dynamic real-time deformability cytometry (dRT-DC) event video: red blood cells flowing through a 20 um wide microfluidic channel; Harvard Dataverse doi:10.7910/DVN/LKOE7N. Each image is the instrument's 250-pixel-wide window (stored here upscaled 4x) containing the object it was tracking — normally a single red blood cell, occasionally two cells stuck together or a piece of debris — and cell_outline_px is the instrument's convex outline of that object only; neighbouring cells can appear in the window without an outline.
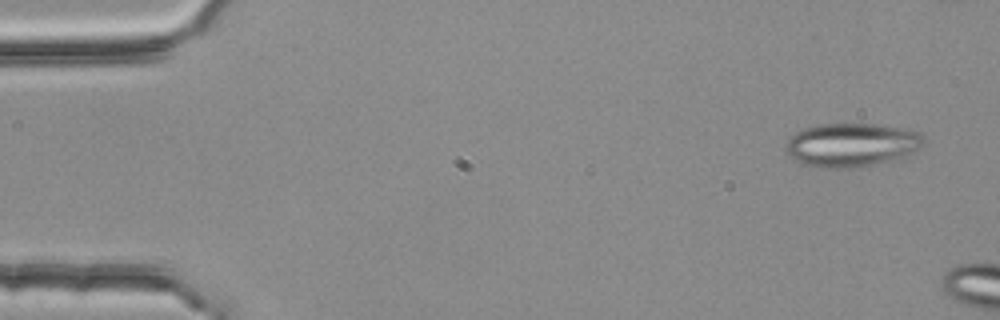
{"species": "common noctule bat (a hibernating species)", "species_latin": "Nyctalus noctula", "temperature_condition": "room temperature", "stored_images_in_passage": 8, "camera_frame_rate_fps": 3000, "um_per_image_px": 0.085, "animal": {"sex": "female", "body_mass_g": 25.1}, "frame": {"image": 1, "passage_image": 3, "time_ms": 0.667, "image_size_px": [1000, 320], "cell_outline_px": [[924, 144], [920, 148], [904, 156], [872, 164], [852, 168], [824, 168], [808, 164], [796, 160], [788, 156], [788, 140], [796, 132], [804, 128], [820, 124], [876, 124], [912, 128], [920, 132], [924, 136]], "centroid_in_image_um": [72.45, 12.29], "position_along_channel_um": 12.5, "area_um2": 34.85}}